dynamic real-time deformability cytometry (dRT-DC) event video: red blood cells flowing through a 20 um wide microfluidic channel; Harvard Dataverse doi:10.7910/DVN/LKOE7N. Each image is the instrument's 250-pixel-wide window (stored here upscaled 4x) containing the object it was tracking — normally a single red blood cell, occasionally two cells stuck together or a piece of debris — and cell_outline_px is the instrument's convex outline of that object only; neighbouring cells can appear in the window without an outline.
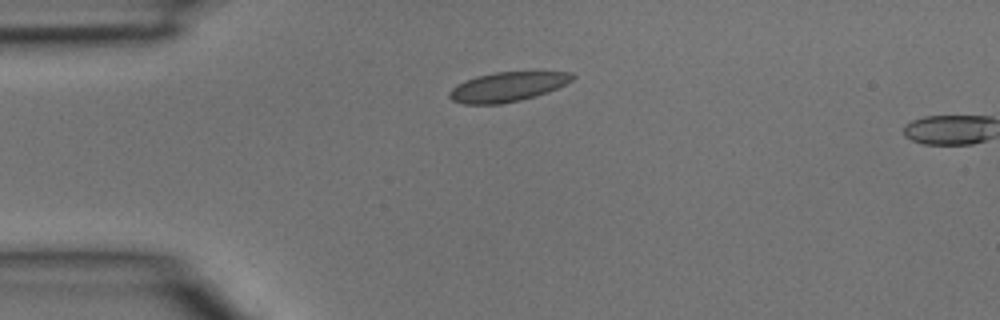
{"species": "common noctule bat (a hibernating species)", "species_latin": "Nyctalus noctula", "temperature_condition": "room temperature", "stored_images_in_passage": 2, "segment_of_instrument_passage": [1, 2], "camera_frame_rate_fps": 3000, "um_per_image_px": 0.085, "animal": {"sex": "male", "body_mass_g": 15.6}, "frame": {"image": 1, "passage_image": 1, "time_ms": 0.0, "image_size_px": [1000, 320], "cell_outline_px": [[576, 76], [572, 80], [548, 92], [536, 96], [520, 100], [500, 104], [464, 104], [452, 100], [448, 96], [448, 92], [456, 84], [464, 80], [476, 76], [496, 72], [572, 72]], "centroid_in_image_um": [43.1, 7.38], "position_along_channel_um": 41.9, "area_um2": 21.15}}